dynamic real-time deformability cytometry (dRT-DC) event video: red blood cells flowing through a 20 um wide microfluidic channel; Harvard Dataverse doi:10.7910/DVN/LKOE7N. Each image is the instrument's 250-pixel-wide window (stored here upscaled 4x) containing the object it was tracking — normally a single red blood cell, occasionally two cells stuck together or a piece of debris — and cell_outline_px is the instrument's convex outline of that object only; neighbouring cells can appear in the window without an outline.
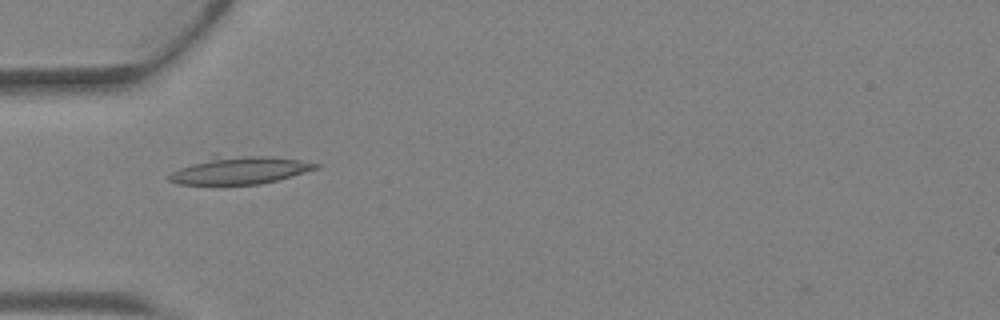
{"species": "Egyptian fruit bat (a non-hibernating species)", "species_latin": "Rousettus aegyptiacus", "temperature_condition": "warm", "stored_images_in_passage": 4, "camera_frame_rate_fps": 3000, "um_per_image_px": 0.085, "animal": {"sex": "female"}, "frame": {"image": 1, "passage_image": 4, "time_ms": 1.0, "image_size_px": [1000, 320], "cell_outline_px": [[320, 168], [276, 180], [260, 184], [180, 184], [168, 180], [168, 176], [172, 172], [212, 152], [216, 152], [268, 156], [300, 160], [320, 164]], "centroid_in_image_um": [20.32, 14.4], "position_along_channel_um": 64.7, "area_um2": 24.45}}